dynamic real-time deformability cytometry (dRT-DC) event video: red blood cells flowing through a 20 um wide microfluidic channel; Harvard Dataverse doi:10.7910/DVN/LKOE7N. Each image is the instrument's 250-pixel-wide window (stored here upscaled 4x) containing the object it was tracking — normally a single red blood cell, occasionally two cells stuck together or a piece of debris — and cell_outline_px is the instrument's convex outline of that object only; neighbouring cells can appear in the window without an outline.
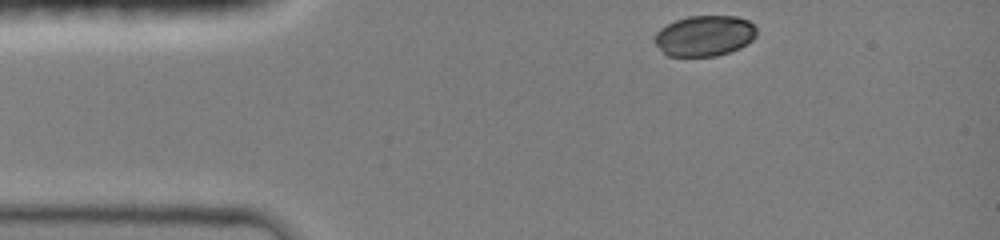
{"species": "common noctule bat (a hibernating species)", "species_latin": "Nyctalus noctula", "temperature_condition": "room temperature", "stored_images_in_passage": 4, "camera_frame_rate_fps": 3000, "um_per_image_px": 0.085, "animal": {"sex": "female", "body_mass_g": 19.0, "forearm_length_mm": 51.5}, "frame": {"image": 1, "passage_image": 1, "time_ms": 0.0, "image_size_px": [1000, 240], "cell_outline_px": [[756, 36], [752, 40], [740, 48], [716, 56], [668, 56], [652, 40], [656, 32], [660, 28], [676, 20], [688, 16], [736, 16], [748, 20], [756, 24]], "centroid_in_image_um": [59.9, 3.03], "position_along_channel_um": 25.1, "area_um2": 24.28}}
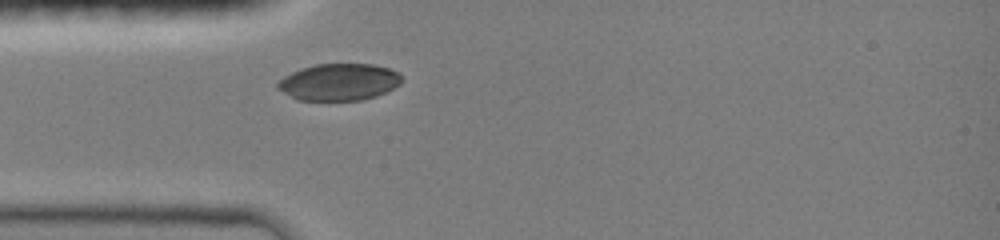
{"frame": {"image": 2, "passage_image": 4, "time_ms": 2.0, "image_size_px": [1000, 240], "cell_outline_px": [[404, 80], [400, 84], [376, 96], [360, 100], [300, 100], [276, 88], [276, 84], [284, 76], [300, 68], [316, 64], [372, 64], [388, 68], [400, 72]], "centroid_in_image_um": [28.84, 6.96], "position_along_channel_um": 56.2, "area_um2": 26.59}}